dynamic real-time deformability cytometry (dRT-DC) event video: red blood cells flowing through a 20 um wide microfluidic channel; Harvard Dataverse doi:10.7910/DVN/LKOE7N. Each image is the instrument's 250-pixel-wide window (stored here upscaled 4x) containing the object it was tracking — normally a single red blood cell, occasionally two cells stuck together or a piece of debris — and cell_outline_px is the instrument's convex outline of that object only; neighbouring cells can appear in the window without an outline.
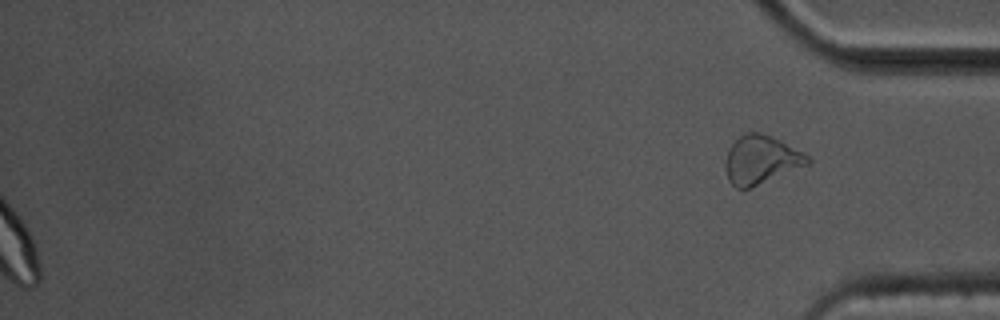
{"species": "common noctule bat (a hibernating species)", "species_latin": "Nyctalus noctula", "temperature_condition": "cold", "stored_images_in_passage": 54, "segment_of_instrument_passage": [2, 2], "camera_frame_rate_fps": 3000, "um_per_image_px": 0.085, "animal": {"sex": "male", "body_mass_g": 17.5, "forearm_length_mm": 52.3}, "frame": {"image": 1, "passage_image": 54, "time_ms": 17.667, "image_size_px": [1000, 320], "cell_outline_px": [[812, 160], [808, 164], [748, 188], [736, 188], [728, 180], [724, 164], [728, 148], [740, 136], [748, 132], [760, 132], [772, 136], [780, 140], [808, 156]], "centroid_in_image_um": [64.64, 13.56], "position_along_channel_um": 370.6, "area_um2": 22.77}}